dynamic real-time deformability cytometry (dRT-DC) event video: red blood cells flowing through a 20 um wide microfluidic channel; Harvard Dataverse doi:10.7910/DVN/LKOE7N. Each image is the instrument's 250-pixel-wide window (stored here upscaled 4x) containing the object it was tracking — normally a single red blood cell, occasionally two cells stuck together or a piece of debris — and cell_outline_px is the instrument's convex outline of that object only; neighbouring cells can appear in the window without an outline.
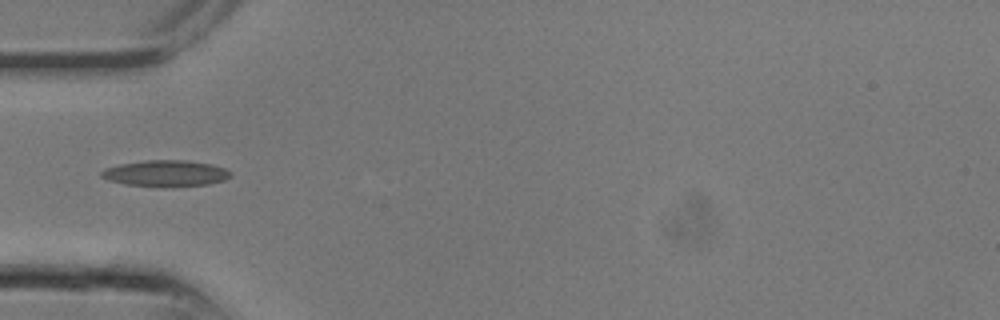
{"species": "common noctule bat (a hibernating species)", "species_latin": "Nyctalus noctula", "temperature_condition": "room temperature", "stored_images_in_passage": 9, "camera_frame_rate_fps": 3000, "um_per_image_px": 0.085, "animal": {"sex": "male", "body_mass_g": 13.3}, "frame": {"image": 1, "passage_image": 8, "time_ms": 2.333, "image_size_px": [1000, 320], "cell_outline_px": [[232, 176], [224, 180], [208, 184], [124, 184], [108, 180], [100, 176], [100, 172], [104, 168], [120, 164], [148, 160], [184, 160], [212, 164], [224, 168], [232, 172]], "centroid_in_image_um": [14.08, 14.68], "position_along_channel_um": 70.9, "area_um2": 18.84}}